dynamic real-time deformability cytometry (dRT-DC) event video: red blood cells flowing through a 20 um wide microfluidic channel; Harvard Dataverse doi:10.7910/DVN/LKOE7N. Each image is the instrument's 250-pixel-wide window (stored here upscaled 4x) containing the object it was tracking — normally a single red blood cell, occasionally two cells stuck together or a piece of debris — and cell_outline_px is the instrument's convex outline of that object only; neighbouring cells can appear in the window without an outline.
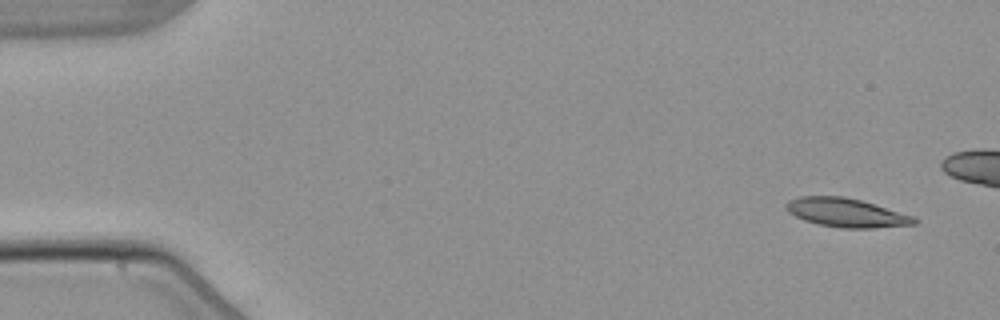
{"species": "common noctule bat (a hibernating species)", "species_latin": "Nyctalus noctula", "temperature_condition": "warm", "stored_images_in_passage": 7, "camera_frame_rate_fps": 3000, "um_per_image_px": 0.085, "animal": {"sex": "male", "body_mass_g": 21.5, "forearm_length_mm": 52.0}, "frame": {"image": 1, "passage_image": 1, "time_ms": 0.0, "image_size_px": [1000, 320], "cell_outline_px": [[920, 220], [916, 224], [872, 228], [840, 228], [820, 224], [804, 220], [788, 212], [788, 200], [800, 196], [844, 196], [860, 200], [916, 216]], "centroid_in_image_um": [72.01, 18.08], "position_along_channel_um": 13.0, "area_um2": 21.44}}
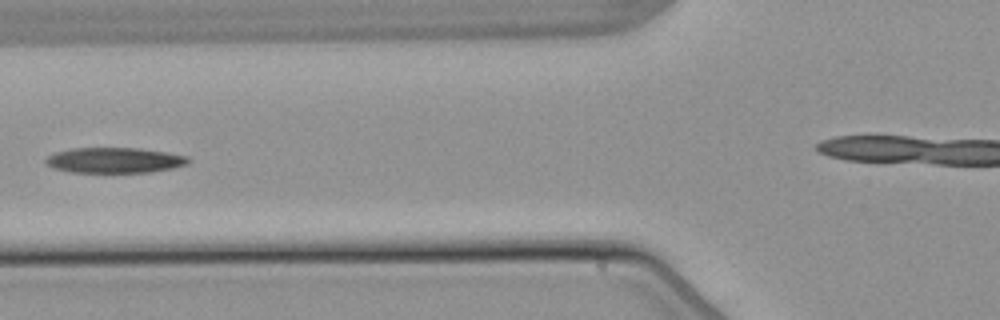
{"frame": {"image": 2, "passage_image": 6, "time_ms": 6.0, "image_size_px": [1000, 320], "cell_outline_px": [[188, 164], [172, 168], [152, 172], [72, 172], [52, 168], [44, 164], [44, 160], [48, 156], [56, 152], [72, 148], [140, 148], [188, 156]], "centroid_in_image_um": [9.69, 13.62], "position_along_channel_um": 116.1, "area_um2": 21.1}}